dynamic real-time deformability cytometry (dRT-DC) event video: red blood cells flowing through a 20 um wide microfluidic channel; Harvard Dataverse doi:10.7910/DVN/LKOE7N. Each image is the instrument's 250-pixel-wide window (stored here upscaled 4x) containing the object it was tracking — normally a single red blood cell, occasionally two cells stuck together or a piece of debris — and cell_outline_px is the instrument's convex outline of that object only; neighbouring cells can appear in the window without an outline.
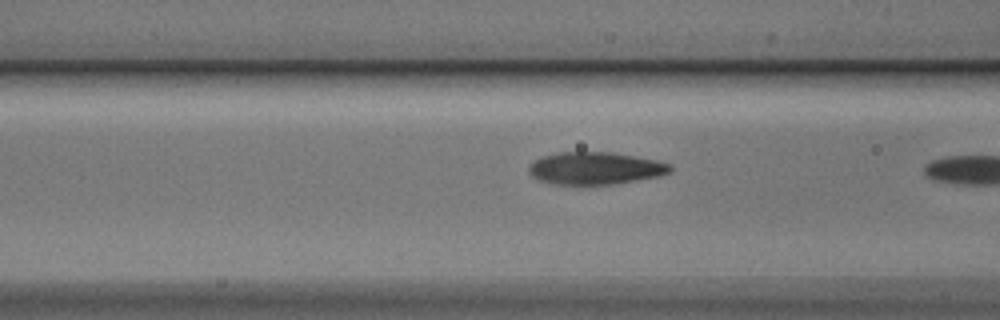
{"species": "Egyptian fruit bat (a non-hibernating species)", "species_latin": "Rousettus aegyptiacus", "temperature_condition": "cold", "stored_images_in_passage": 11, "camera_frame_rate_fps": 3000, "um_per_image_px": 0.085, "animal": {"sex": "male"}, "frame": {"image": 1, "passage_image": 10, "time_ms": 3.0, "image_size_px": [1000, 320], "cell_outline_px": [[672, 172], [656, 176], [612, 184], [556, 184], [540, 180], [532, 176], [528, 172], [528, 164], [540, 156], [560, 152], [612, 152], [656, 160], [672, 164]], "centroid_in_image_um": [50.56, 14.28], "position_along_channel_um": 116.0, "area_um2": 26.59}}